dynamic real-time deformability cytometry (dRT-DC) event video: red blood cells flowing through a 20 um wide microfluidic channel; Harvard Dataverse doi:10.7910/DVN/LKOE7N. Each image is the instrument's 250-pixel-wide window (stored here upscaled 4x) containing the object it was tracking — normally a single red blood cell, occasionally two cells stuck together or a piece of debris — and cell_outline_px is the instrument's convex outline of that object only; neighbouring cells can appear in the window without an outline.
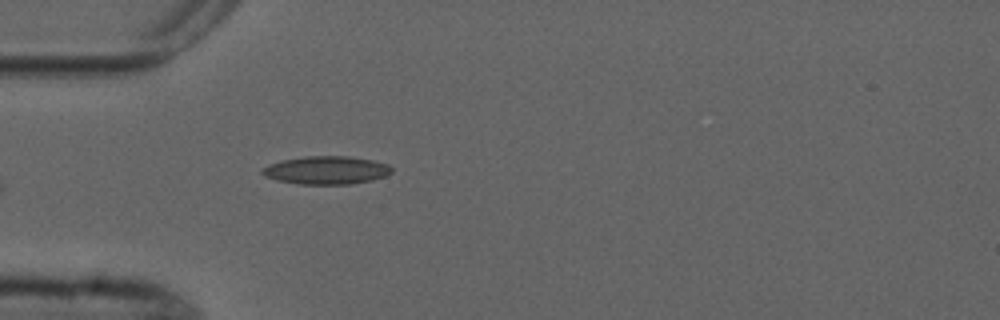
{"species": "common noctule bat (a hibernating species)", "species_latin": "Nyctalus noctula", "temperature_condition": "cold", "stored_images_in_passage": 4, "camera_frame_rate_fps": 3000, "um_per_image_px": 0.085, "animal": {"sex": "male", "forearm_length_mm": 52.5}, "frame": {"image": 1, "passage_image": 4, "time_ms": 3.333, "image_size_px": [1000, 320], "cell_outline_px": [[392, 172], [384, 176], [372, 180], [348, 184], [300, 184], [276, 180], [264, 176], [260, 172], [260, 168], [268, 164], [284, 160], [304, 156], [348, 156], [372, 160], [388, 164], [392, 168]], "centroid_in_image_um": [27.7, 14.46], "position_along_channel_um": 57.3, "area_um2": 21.21}}